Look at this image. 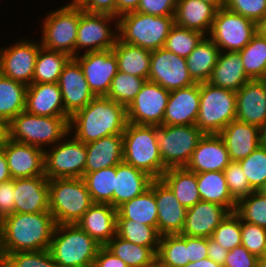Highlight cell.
Segmentation results:
<instances>
[{"mask_svg":"<svg viewBox=\"0 0 266 267\" xmlns=\"http://www.w3.org/2000/svg\"><path fill=\"white\" fill-rule=\"evenodd\" d=\"M56 225L50 211L5 216L0 220V260L15 252L49 249Z\"/></svg>","mask_w":266,"mask_h":267,"instance_id":"1","label":"cell"},{"mask_svg":"<svg viewBox=\"0 0 266 267\" xmlns=\"http://www.w3.org/2000/svg\"><path fill=\"white\" fill-rule=\"evenodd\" d=\"M127 123L125 106L106 96L94 97L70 118L69 132L78 141L87 144L103 137L123 134Z\"/></svg>","mask_w":266,"mask_h":267,"instance_id":"2","label":"cell"},{"mask_svg":"<svg viewBox=\"0 0 266 267\" xmlns=\"http://www.w3.org/2000/svg\"><path fill=\"white\" fill-rule=\"evenodd\" d=\"M123 161L161 179L167 168L157 144V126L127 123L123 133Z\"/></svg>","mask_w":266,"mask_h":267,"instance_id":"3","label":"cell"},{"mask_svg":"<svg viewBox=\"0 0 266 267\" xmlns=\"http://www.w3.org/2000/svg\"><path fill=\"white\" fill-rule=\"evenodd\" d=\"M100 247L77 224H57L48 250L58 267H93Z\"/></svg>","mask_w":266,"mask_h":267,"instance_id":"4","label":"cell"},{"mask_svg":"<svg viewBox=\"0 0 266 267\" xmlns=\"http://www.w3.org/2000/svg\"><path fill=\"white\" fill-rule=\"evenodd\" d=\"M174 25V16L129 12L118 18V39L130 45L155 51L164 47Z\"/></svg>","mask_w":266,"mask_h":267,"instance_id":"5","label":"cell"},{"mask_svg":"<svg viewBox=\"0 0 266 267\" xmlns=\"http://www.w3.org/2000/svg\"><path fill=\"white\" fill-rule=\"evenodd\" d=\"M71 117H47L20 112L9 122V139L42 150L54 146L69 132ZM44 147V148H43Z\"/></svg>","mask_w":266,"mask_h":267,"instance_id":"6","label":"cell"},{"mask_svg":"<svg viewBox=\"0 0 266 267\" xmlns=\"http://www.w3.org/2000/svg\"><path fill=\"white\" fill-rule=\"evenodd\" d=\"M93 203L83 178L49 180V211L56 224H76Z\"/></svg>","mask_w":266,"mask_h":267,"instance_id":"7","label":"cell"},{"mask_svg":"<svg viewBox=\"0 0 266 267\" xmlns=\"http://www.w3.org/2000/svg\"><path fill=\"white\" fill-rule=\"evenodd\" d=\"M236 120V92L200 83L199 113L195 125L204 134H219Z\"/></svg>","mask_w":266,"mask_h":267,"instance_id":"8","label":"cell"},{"mask_svg":"<svg viewBox=\"0 0 266 267\" xmlns=\"http://www.w3.org/2000/svg\"><path fill=\"white\" fill-rule=\"evenodd\" d=\"M79 20L80 6L77 3L70 2L51 10L42 21V47L66 53L74 58Z\"/></svg>","mask_w":266,"mask_h":267,"instance_id":"9","label":"cell"},{"mask_svg":"<svg viewBox=\"0 0 266 267\" xmlns=\"http://www.w3.org/2000/svg\"><path fill=\"white\" fill-rule=\"evenodd\" d=\"M204 135L196 125L157 126V144L164 166L186 167Z\"/></svg>","mask_w":266,"mask_h":267,"instance_id":"10","label":"cell"},{"mask_svg":"<svg viewBox=\"0 0 266 267\" xmlns=\"http://www.w3.org/2000/svg\"><path fill=\"white\" fill-rule=\"evenodd\" d=\"M70 135L69 133L54 146L49 147V150L44 151L45 176L48 180L84 176L86 144L78 141L73 135L71 138Z\"/></svg>","mask_w":266,"mask_h":267,"instance_id":"11","label":"cell"},{"mask_svg":"<svg viewBox=\"0 0 266 267\" xmlns=\"http://www.w3.org/2000/svg\"><path fill=\"white\" fill-rule=\"evenodd\" d=\"M257 33L256 23L227 8L217 10L208 37L220 51L238 52Z\"/></svg>","mask_w":266,"mask_h":267,"instance_id":"12","label":"cell"},{"mask_svg":"<svg viewBox=\"0 0 266 267\" xmlns=\"http://www.w3.org/2000/svg\"><path fill=\"white\" fill-rule=\"evenodd\" d=\"M116 20V21H115ZM114 22V29L110 24ZM109 25V26H108ZM118 39V18L109 14H98L85 12L80 7V20L75 42V56L78 51L84 52L101 51L113 49ZM88 48V49H87Z\"/></svg>","mask_w":266,"mask_h":267,"instance_id":"13","label":"cell"},{"mask_svg":"<svg viewBox=\"0 0 266 267\" xmlns=\"http://www.w3.org/2000/svg\"><path fill=\"white\" fill-rule=\"evenodd\" d=\"M170 91L158 83L146 80L127 109L131 124L161 126Z\"/></svg>","mask_w":266,"mask_h":267,"instance_id":"14","label":"cell"},{"mask_svg":"<svg viewBox=\"0 0 266 267\" xmlns=\"http://www.w3.org/2000/svg\"><path fill=\"white\" fill-rule=\"evenodd\" d=\"M41 42L20 39L0 48V74L29 86L33 83L35 61Z\"/></svg>","mask_w":266,"mask_h":267,"instance_id":"15","label":"cell"},{"mask_svg":"<svg viewBox=\"0 0 266 267\" xmlns=\"http://www.w3.org/2000/svg\"><path fill=\"white\" fill-rule=\"evenodd\" d=\"M74 59L81 66L93 95L95 97L107 96L112 79L118 71V61L113 50L79 53Z\"/></svg>","mask_w":266,"mask_h":267,"instance_id":"16","label":"cell"},{"mask_svg":"<svg viewBox=\"0 0 266 267\" xmlns=\"http://www.w3.org/2000/svg\"><path fill=\"white\" fill-rule=\"evenodd\" d=\"M148 80L158 83L169 91L196 83L189 73L186 58L180 57L164 47L151 51Z\"/></svg>","mask_w":266,"mask_h":267,"instance_id":"17","label":"cell"},{"mask_svg":"<svg viewBox=\"0 0 266 267\" xmlns=\"http://www.w3.org/2000/svg\"><path fill=\"white\" fill-rule=\"evenodd\" d=\"M149 187L154 192L157 204L158 233L161 236L180 234L184 227L187 209L162 179H153Z\"/></svg>","mask_w":266,"mask_h":267,"instance_id":"18","label":"cell"},{"mask_svg":"<svg viewBox=\"0 0 266 267\" xmlns=\"http://www.w3.org/2000/svg\"><path fill=\"white\" fill-rule=\"evenodd\" d=\"M63 97L65 112L72 117L95 97L79 63L71 58L64 66L58 81Z\"/></svg>","mask_w":266,"mask_h":267,"instance_id":"19","label":"cell"},{"mask_svg":"<svg viewBox=\"0 0 266 267\" xmlns=\"http://www.w3.org/2000/svg\"><path fill=\"white\" fill-rule=\"evenodd\" d=\"M2 150L12 179L45 176L44 150L11 139Z\"/></svg>","mask_w":266,"mask_h":267,"instance_id":"20","label":"cell"},{"mask_svg":"<svg viewBox=\"0 0 266 267\" xmlns=\"http://www.w3.org/2000/svg\"><path fill=\"white\" fill-rule=\"evenodd\" d=\"M200 104V83L170 91L162 125H195Z\"/></svg>","mask_w":266,"mask_h":267,"instance_id":"21","label":"cell"},{"mask_svg":"<svg viewBox=\"0 0 266 267\" xmlns=\"http://www.w3.org/2000/svg\"><path fill=\"white\" fill-rule=\"evenodd\" d=\"M14 213L49 211V180L46 176L14 179Z\"/></svg>","mask_w":266,"mask_h":267,"instance_id":"22","label":"cell"},{"mask_svg":"<svg viewBox=\"0 0 266 267\" xmlns=\"http://www.w3.org/2000/svg\"><path fill=\"white\" fill-rule=\"evenodd\" d=\"M231 162L219 134H205L192 153L186 169L194 173L224 171Z\"/></svg>","mask_w":266,"mask_h":267,"instance_id":"23","label":"cell"},{"mask_svg":"<svg viewBox=\"0 0 266 267\" xmlns=\"http://www.w3.org/2000/svg\"><path fill=\"white\" fill-rule=\"evenodd\" d=\"M236 120L259 128L266 121V87L261 79L249 80L236 91Z\"/></svg>","mask_w":266,"mask_h":267,"instance_id":"24","label":"cell"},{"mask_svg":"<svg viewBox=\"0 0 266 267\" xmlns=\"http://www.w3.org/2000/svg\"><path fill=\"white\" fill-rule=\"evenodd\" d=\"M25 111L47 117H70L63 105L58 83H32L27 86Z\"/></svg>","mask_w":266,"mask_h":267,"instance_id":"25","label":"cell"},{"mask_svg":"<svg viewBox=\"0 0 266 267\" xmlns=\"http://www.w3.org/2000/svg\"><path fill=\"white\" fill-rule=\"evenodd\" d=\"M229 211L213 202L200 201L187 209L184 227L180 235L210 238L215 228Z\"/></svg>","mask_w":266,"mask_h":267,"instance_id":"26","label":"cell"},{"mask_svg":"<svg viewBox=\"0 0 266 267\" xmlns=\"http://www.w3.org/2000/svg\"><path fill=\"white\" fill-rule=\"evenodd\" d=\"M76 224L105 246L117 234V209L110 204L93 203Z\"/></svg>","mask_w":266,"mask_h":267,"instance_id":"27","label":"cell"},{"mask_svg":"<svg viewBox=\"0 0 266 267\" xmlns=\"http://www.w3.org/2000/svg\"><path fill=\"white\" fill-rule=\"evenodd\" d=\"M223 139L231 161H239L250 155L260 145L259 127L231 121L219 133Z\"/></svg>","mask_w":266,"mask_h":267,"instance_id":"28","label":"cell"},{"mask_svg":"<svg viewBox=\"0 0 266 267\" xmlns=\"http://www.w3.org/2000/svg\"><path fill=\"white\" fill-rule=\"evenodd\" d=\"M84 175L123 161V134L111 135L86 144Z\"/></svg>","mask_w":266,"mask_h":267,"instance_id":"29","label":"cell"},{"mask_svg":"<svg viewBox=\"0 0 266 267\" xmlns=\"http://www.w3.org/2000/svg\"><path fill=\"white\" fill-rule=\"evenodd\" d=\"M153 178L146 172L122 161L116 165L113 207L132 200L142 194L150 186Z\"/></svg>","mask_w":266,"mask_h":267,"instance_id":"30","label":"cell"},{"mask_svg":"<svg viewBox=\"0 0 266 267\" xmlns=\"http://www.w3.org/2000/svg\"><path fill=\"white\" fill-rule=\"evenodd\" d=\"M217 9L201 0H177L175 24L208 36Z\"/></svg>","mask_w":266,"mask_h":267,"instance_id":"31","label":"cell"},{"mask_svg":"<svg viewBox=\"0 0 266 267\" xmlns=\"http://www.w3.org/2000/svg\"><path fill=\"white\" fill-rule=\"evenodd\" d=\"M249 80L251 79L245 73L239 52L220 51L208 82L236 92Z\"/></svg>","mask_w":266,"mask_h":267,"instance_id":"32","label":"cell"},{"mask_svg":"<svg viewBox=\"0 0 266 267\" xmlns=\"http://www.w3.org/2000/svg\"><path fill=\"white\" fill-rule=\"evenodd\" d=\"M197 174V185L201 201L217 203L229 212H235L237 201L232 197L225 180L224 171Z\"/></svg>","mask_w":266,"mask_h":267,"instance_id":"33","label":"cell"},{"mask_svg":"<svg viewBox=\"0 0 266 267\" xmlns=\"http://www.w3.org/2000/svg\"><path fill=\"white\" fill-rule=\"evenodd\" d=\"M161 179L169 186L175 197L186 209L201 201L196 173L187 170L185 167L169 168L163 173Z\"/></svg>","mask_w":266,"mask_h":267,"instance_id":"34","label":"cell"},{"mask_svg":"<svg viewBox=\"0 0 266 267\" xmlns=\"http://www.w3.org/2000/svg\"><path fill=\"white\" fill-rule=\"evenodd\" d=\"M118 61V71L148 80L151 51L124 43L117 39L113 47Z\"/></svg>","mask_w":266,"mask_h":267,"instance_id":"35","label":"cell"},{"mask_svg":"<svg viewBox=\"0 0 266 267\" xmlns=\"http://www.w3.org/2000/svg\"><path fill=\"white\" fill-rule=\"evenodd\" d=\"M219 48L205 36L186 58L187 67L196 83L208 82L219 55Z\"/></svg>","mask_w":266,"mask_h":267,"instance_id":"36","label":"cell"},{"mask_svg":"<svg viewBox=\"0 0 266 267\" xmlns=\"http://www.w3.org/2000/svg\"><path fill=\"white\" fill-rule=\"evenodd\" d=\"M117 219H131L157 229V204L149 187L139 196L122 203L117 208Z\"/></svg>","mask_w":266,"mask_h":267,"instance_id":"37","label":"cell"},{"mask_svg":"<svg viewBox=\"0 0 266 267\" xmlns=\"http://www.w3.org/2000/svg\"><path fill=\"white\" fill-rule=\"evenodd\" d=\"M27 86L0 74V119L10 122L25 111Z\"/></svg>","mask_w":266,"mask_h":267,"instance_id":"38","label":"cell"},{"mask_svg":"<svg viewBox=\"0 0 266 267\" xmlns=\"http://www.w3.org/2000/svg\"><path fill=\"white\" fill-rule=\"evenodd\" d=\"M71 58L66 53L41 47L35 61L33 83H58L64 66Z\"/></svg>","mask_w":266,"mask_h":267,"instance_id":"39","label":"cell"},{"mask_svg":"<svg viewBox=\"0 0 266 267\" xmlns=\"http://www.w3.org/2000/svg\"><path fill=\"white\" fill-rule=\"evenodd\" d=\"M128 267H147L156 260V252L151 247L131 243L117 234L105 245Z\"/></svg>","mask_w":266,"mask_h":267,"instance_id":"40","label":"cell"},{"mask_svg":"<svg viewBox=\"0 0 266 267\" xmlns=\"http://www.w3.org/2000/svg\"><path fill=\"white\" fill-rule=\"evenodd\" d=\"M156 260L164 267H184L189 262L188 236L165 234L160 237Z\"/></svg>","mask_w":266,"mask_h":267,"instance_id":"41","label":"cell"},{"mask_svg":"<svg viewBox=\"0 0 266 267\" xmlns=\"http://www.w3.org/2000/svg\"><path fill=\"white\" fill-rule=\"evenodd\" d=\"M116 166L107 167L91 173H86L83 180L94 203L113 206Z\"/></svg>","mask_w":266,"mask_h":267,"instance_id":"42","label":"cell"},{"mask_svg":"<svg viewBox=\"0 0 266 267\" xmlns=\"http://www.w3.org/2000/svg\"><path fill=\"white\" fill-rule=\"evenodd\" d=\"M117 235L131 243L151 247L158 252L161 235L155 227L131 219H117Z\"/></svg>","mask_w":266,"mask_h":267,"instance_id":"43","label":"cell"},{"mask_svg":"<svg viewBox=\"0 0 266 267\" xmlns=\"http://www.w3.org/2000/svg\"><path fill=\"white\" fill-rule=\"evenodd\" d=\"M238 52L245 73L251 80L261 79L266 74V38L256 33L249 44Z\"/></svg>","mask_w":266,"mask_h":267,"instance_id":"44","label":"cell"},{"mask_svg":"<svg viewBox=\"0 0 266 267\" xmlns=\"http://www.w3.org/2000/svg\"><path fill=\"white\" fill-rule=\"evenodd\" d=\"M145 81L144 78L117 71L106 97L127 108L139 93Z\"/></svg>","mask_w":266,"mask_h":267,"instance_id":"45","label":"cell"},{"mask_svg":"<svg viewBox=\"0 0 266 267\" xmlns=\"http://www.w3.org/2000/svg\"><path fill=\"white\" fill-rule=\"evenodd\" d=\"M205 36L199 31L175 24L166 38L164 48L180 57L187 58Z\"/></svg>","mask_w":266,"mask_h":267,"instance_id":"46","label":"cell"},{"mask_svg":"<svg viewBox=\"0 0 266 267\" xmlns=\"http://www.w3.org/2000/svg\"><path fill=\"white\" fill-rule=\"evenodd\" d=\"M235 213L241 221L266 229V196L254 191L237 201Z\"/></svg>","mask_w":266,"mask_h":267,"instance_id":"47","label":"cell"},{"mask_svg":"<svg viewBox=\"0 0 266 267\" xmlns=\"http://www.w3.org/2000/svg\"><path fill=\"white\" fill-rule=\"evenodd\" d=\"M238 162L251 188L258 191L266 180V149L259 145L250 155Z\"/></svg>","mask_w":266,"mask_h":267,"instance_id":"48","label":"cell"},{"mask_svg":"<svg viewBox=\"0 0 266 267\" xmlns=\"http://www.w3.org/2000/svg\"><path fill=\"white\" fill-rule=\"evenodd\" d=\"M210 238L229 251L242 245L239 216L235 212H229L215 228Z\"/></svg>","mask_w":266,"mask_h":267,"instance_id":"49","label":"cell"},{"mask_svg":"<svg viewBox=\"0 0 266 267\" xmlns=\"http://www.w3.org/2000/svg\"><path fill=\"white\" fill-rule=\"evenodd\" d=\"M6 267H58L48 249L15 252L0 260Z\"/></svg>","mask_w":266,"mask_h":267,"instance_id":"50","label":"cell"},{"mask_svg":"<svg viewBox=\"0 0 266 267\" xmlns=\"http://www.w3.org/2000/svg\"><path fill=\"white\" fill-rule=\"evenodd\" d=\"M224 176L232 197L239 201L254 192L238 161H231L224 169Z\"/></svg>","mask_w":266,"mask_h":267,"instance_id":"51","label":"cell"},{"mask_svg":"<svg viewBox=\"0 0 266 267\" xmlns=\"http://www.w3.org/2000/svg\"><path fill=\"white\" fill-rule=\"evenodd\" d=\"M242 245L259 259L264 257L266 250V229L245 221H241Z\"/></svg>","mask_w":266,"mask_h":267,"instance_id":"52","label":"cell"},{"mask_svg":"<svg viewBox=\"0 0 266 267\" xmlns=\"http://www.w3.org/2000/svg\"><path fill=\"white\" fill-rule=\"evenodd\" d=\"M226 8L256 24L266 16V0H227Z\"/></svg>","mask_w":266,"mask_h":267,"instance_id":"53","label":"cell"},{"mask_svg":"<svg viewBox=\"0 0 266 267\" xmlns=\"http://www.w3.org/2000/svg\"><path fill=\"white\" fill-rule=\"evenodd\" d=\"M260 259L251 254L243 245L228 251L223 267H259Z\"/></svg>","mask_w":266,"mask_h":267,"instance_id":"54","label":"cell"},{"mask_svg":"<svg viewBox=\"0 0 266 267\" xmlns=\"http://www.w3.org/2000/svg\"><path fill=\"white\" fill-rule=\"evenodd\" d=\"M177 0H141L137 12L154 16H174Z\"/></svg>","mask_w":266,"mask_h":267,"instance_id":"55","label":"cell"},{"mask_svg":"<svg viewBox=\"0 0 266 267\" xmlns=\"http://www.w3.org/2000/svg\"><path fill=\"white\" fill-rule=\"evenodd\" d=\"M14 179L0 184V220L14 213Z\"/></svg>","mask_w":266,"mask_h":267,"instance_id":"56","label":"cell"},{"mask_svg":"<svg viewBox=\"0 0 266 267\" xmlns=\"http://www.w3.org/2000/svg\"><path fill=\"white\" fill-rule=\"evenodd\" d=\"M77 4L88 13L116 16V0H79Z\"/></svg>","mask_w":266,"mask_h":267,"instance_id":"57","label":"cell"},{"mask_svg":"<svg viewBox=\"0 0 266 267\" xmlns=\"http://www.w3.org/2000/svg\"><path fill=\"white\" fill-rule=\"evenodd\" d=\"M93 267H128L127 264L115 256L105 246H101L97 252Z\"/></svg>","mask_w":266,"mask_h":267,"instance_id":"58","label":"cell"},{"mask_svg":"<svg viewBox=\"0 0 266 267\" xmlns=\"http://www.w3.org/2000/svg\"><path fill=\"white\" fill-rule=\"evenodd\" d=\"M188 253L190 262L207 258V238L188 236Z\"/></svg>","mask_w":266,"mask_h":267,"instance_id":"59","label":"cell"},{"mask_svg":"<svg viewBox=\"0 0 266 267\" xmlns=\"http://www.w3.org/2000/svg\"><path fill=\"white\" fill-rule=\"evenodd\" d=\"M207 251H208V257L211 260H213L217 264H220L221 266H224L225 258L229 250L223 248L213 239L207 238Z\"/></svg>","mask_w":266,"mask_h":267,"instance_id":"60","label":"cell"},{"mask_svg":"<svg viewBox=\"0 0 266 267\" xmlns=\"http://www.w3.org/2000/svg\"><path fill=\"white\" fill-rule=\"evenodd\" d=\"M141 0H116V17L137 10Z\"/></svg>","mask_w":266,"mask_h":267,"instance_id":"61","label":"cell"},{"mask_svg":"<svg viewBox=\"0 0 266 267\" xmlns=\"http://www.w3.org/2000/svg\"><path fill=\"white\" fill-rule=\"evenodd\" d=\"M12 177L9 172L8 163L4 151L0 150V184L11 180Z\"/></svg>","mask_w":266,"mask_h":267,"instance_id":"62","label":"cell"},{"mask_svg":"<svg viewBox=\"0 0 266 267\" xmlns=\"http://www.w3.org/2000/svg\"><path fill=\"white\" fill-rule=\"evenodd\" d=\"M9 140V122L0 119V150Z\"/></svg>","mask_w":266,"mask_h":267,"instance_id":"63","label":"cell"},{"mask_svg":"<svg viewBox=\"0 0 266 267\" xmlns=\"http://www.w3.org/2000/svg\"><path fill=\"white\" fill-rule=\"evenodd\" d=\"M184 267H223L220 264H217L213 260H211L209 257L194 261V262H189L186 266Z\"/></svg>","mask_w":266,"mask_h":267,"instance_id":"64","label":"cell"},{"mask_svg":"<svg viewBox=\"0 0 266 267\" xmlns=\"http://www.w3.org/2000/svg\"><path fill=\"white\" fill-rule=\"evenodd\" d=\"M256 31L261 37L266 38V16L256 24Z\"/></svg>","mask_w":266,"mask_h":267,"instance_id":"65","label":"cell"},{"mask_svg":"<svg viewBox=\"0 0 266 267\" xmlns=\"http://www.w3.org/2000/svg\"><path fill=\"white\" fill-rule=\"evenodd\" d=\"M201 1H204L205 3L214 6L217 10L226 8L227 5V0H201Z\"/></svg>","mask_w":266,"mask_h":267,"instance_id":"66","label":"cell"},{"mask_svg":"<svg viewBox=\"0 0 266 267\" xmlns=\"http://www.w3.org/2000/svg\"><path fill=\"white\" fill-rule=\"evenodd\" d=\"M260 133V145L266 149V121L259 128Z\"/></svg>","mask_w":266,"mask_h":267,"instance_id":"67","label":"cell"},{"mask_svg":"<svg viewBox=\"0 0 266 267\" xmlns=\"http://www.w3.org/2000/svg\"><path fill=\"white\" fill-rule=\"evenodd\" d=\"M258 191L266 196V180H265L263 186Z\"/></svg>","mask_w":266,"mask_h":267,"instance_id":"68","label":"cell"},{"mask_svg":"<svg viewBox=\"0 0 266 267\" xmlns=\"http://www.w3.org/2000/svg\"><path fill=\"white\" fill-rule=\"evenodd\" d=\"M147 267H164L157 260H155L151 265Z\"/></svg>","mask_w":266,"mask_h":267,"instance_id":"69","label":"cell"},{"mask_svg":"<svg viewBox=\"0 0 266 267\" xmlns=\"http://www.w3.org/2000/svg\"><path fill=\"white\" fill-rule=\"evenodd\" d=\"M259 267H266V257L260 259V266Z\"/></svg>","mask_w":266,"mask_h":267,"instance_id":"70","label":"cell"},{"mask_svg":"<svg viewBox=\"0 0 266 267\" xmlns=\"http://www.w3.org/2000/svg\"><path fill=\"white\" fill-rule=\"evenodd\" d=\"M261 81L264 83V85L266 87V74L261 78Z\"/></svg>","mask_w":266,"mask_h":267,"instance_id":"71","label":"cell"},{"mask_svg":"<svg viewBox=\"0 0 266 267\" xmlns=\"http://www.w3.org/2000/svg\"><path fill=\"white\" fill-rule=\"evenodd\" d=\"M0 267H6V266L0 261Z\"/></svg>","mask_w":266,"mask_h":267,"instance_id":"72","label":"cell"},{"mask_svg":"<svg viewBox=\"0 0 266 267\" xmlns=\"http://www.w3.org/2000/svg\"><path fill=\"white\" fill-rule=\"evenodd\" d=\"M79 0H72V3H77Z\"/></svg>","mask_w":266,"mask_h":267,"instance_id":"73","label":"cell"}]
</instances>
